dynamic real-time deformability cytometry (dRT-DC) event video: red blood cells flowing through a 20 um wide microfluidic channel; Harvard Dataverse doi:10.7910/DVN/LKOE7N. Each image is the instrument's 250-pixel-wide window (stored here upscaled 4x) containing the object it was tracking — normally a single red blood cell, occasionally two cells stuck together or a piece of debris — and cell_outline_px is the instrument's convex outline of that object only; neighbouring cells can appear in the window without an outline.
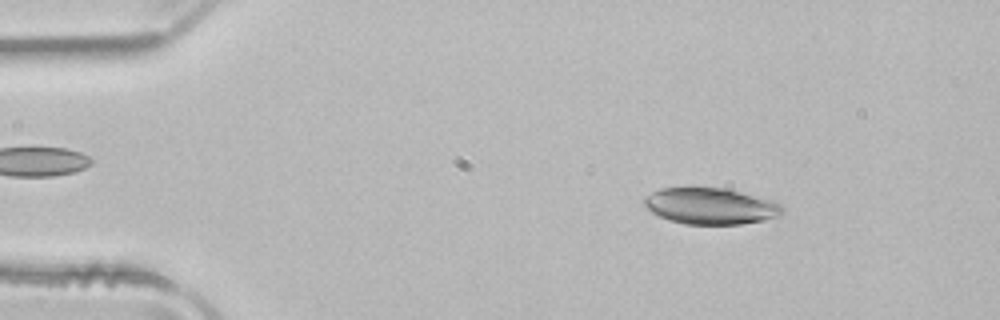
{"species": "common noctule bat (a hibernating species)", "species_latin": "Nyctalus noctula", "temperature_condition": "room temperature", "stored_images_in_passage": 50, "camera_frame_rate_fps": 3000, "um_per_image_px": 0.085, "animal": {"sex": "male", "body_mass_g": 21.5, "forearm_length_mm": 52.0}, "frame": {"image": 1, "passage_image": 7, "time_ms": 2.0, "image_size_px": [1000, 320], "cell_outline_px": [[784, 212], [780, 216], [764, 220], [740, 224], [684, 224], [668, 220], [652, 212], [644, 204], [644, 196], [660, 188], [724, 188], [772, 200], [780, 204], [784, 208]], "centroid_in_image_um": [60.41, 17.52], "position_along_channel_um": 24.6, "area_um2": 29.13}}
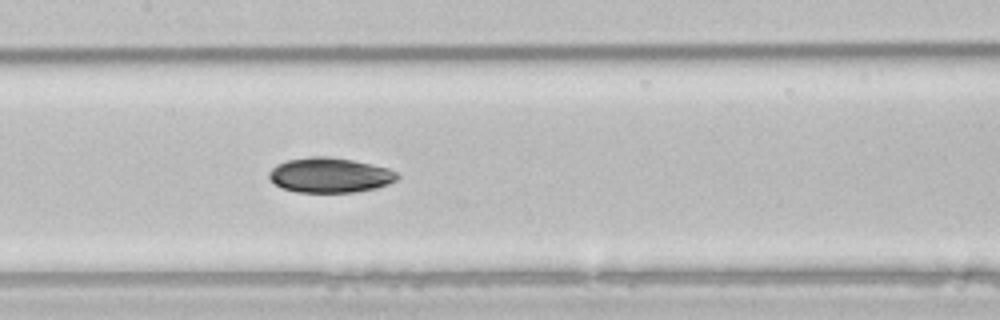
{"frame": {"image": 2, "passage_image": 24, "time_ms": 7.667, "image_size_px": [1000, 320], "cell_outline_px": [[400, 176], [396, 180], [388, 184], [376, 188], [356, 192], [296, 192], [284, 188], [276, 184], [268, 176], [268, 172], [276, 164], [288, 160], [312, 156], [328, 156], [352, 160], [372, 164], [388, 168], [396, 172]], "centroid_in_image_um": [28.05, 14.88], "position_along_channel_um": 179.3, "area_um2": 26.07}}
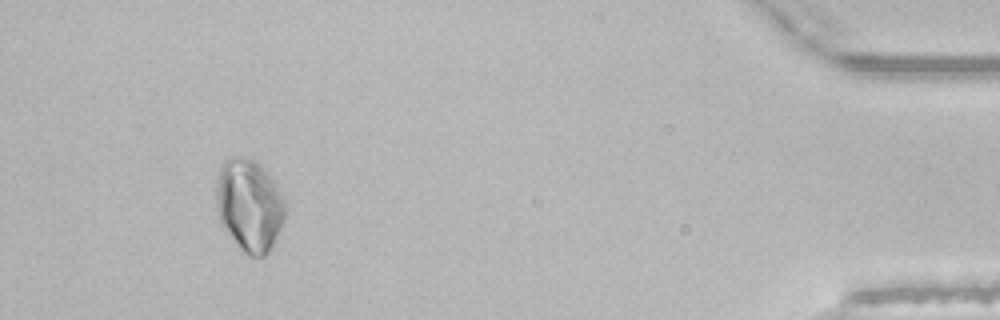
{"frame": {"image": 3, "passage_image": 47, "time_ms": 15.333, "image_size_px": [1000, 320], "cell_outline_px": [[284, 220], [272, 248], [264, 256], [248, 256], [228, 236], [220, 224], [216, 204], [216, 180], [220, 164], [224, 160], [232, 156], [244, 156], [252, 160], [272, 180], [284, 196]], "centroid_in_image_um": [21.15, 17.47], "position_along_channel_um": 414.1, "area_um2": 37.17}, "authors_computed_cell_mechanics": {"area_um2": 27.8596, "velocity_mm_per_s": 3.9443, "shape_relaxation_time_tau1_ms": 2.7806, "shape_relaxation_time_tau2_ms": null, "deformation_change_tau1": 0.088, "deformation_change_tau2": null}}